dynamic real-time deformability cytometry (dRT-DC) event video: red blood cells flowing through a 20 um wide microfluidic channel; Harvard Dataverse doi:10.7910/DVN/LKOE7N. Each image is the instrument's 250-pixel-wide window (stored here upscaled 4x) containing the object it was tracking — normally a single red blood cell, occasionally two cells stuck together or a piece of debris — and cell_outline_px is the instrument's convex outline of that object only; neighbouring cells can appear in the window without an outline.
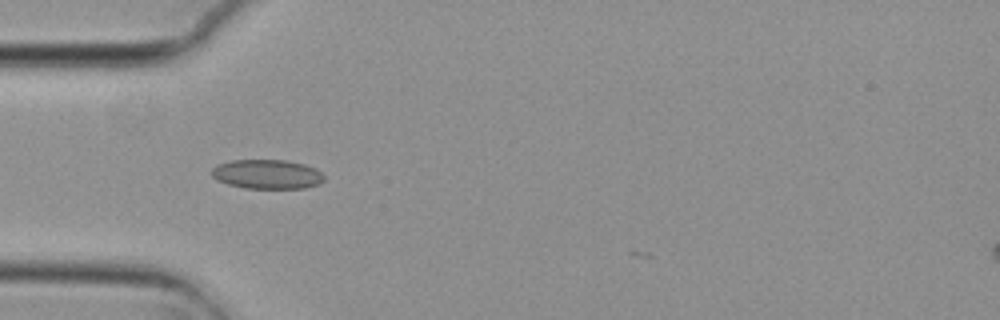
{"species": "common noctule bat (a hibernating species)", "species_latin": "Nyctalus noctula", "temperature_condition": "cold", "stored_images_in_passage": 5, "camera_frame_rate_fps": 3000, "um_per_image_px": 0.085, "animal": {"sex": "female", "body_mass_g": 29.2, "forearm_length_mm": 56.3}, "frame": {"image": 1, "passage_image": 1, "time_ms": 0.0, "image_size_px": [1000, 320], "cell_outline_px": [[324, 180], [320, 184], [304, 188], [244, 188], [228, 184], [216, 180], [212, 176], [212, 168], [216, 164], [232, 160], [284, 160], [304, 164], [316, 168], [324, 176]], "centroid_in_image_um": [22.7, 14.81], "position_along_channel_um": 62.3, "area_um2": 19.31}}
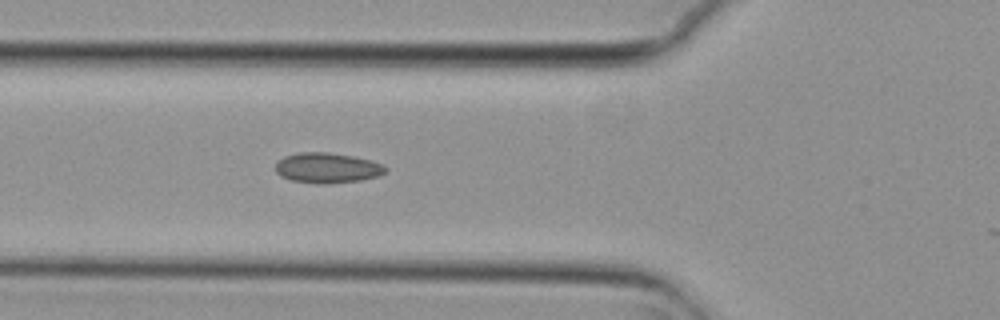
{"frame": {"image": 2, "passage_image": 4, "time_ms": 1.0, "image_size_px": [1000, 320], "cell_outline_px": [[388, 168], [380, 176], [360, 180], [328, 184], [316, 184], [292, 180], [280, 176], [276, 172], [276, 160], [284, 156], [300, 152], [328, 152], [352, 156], [368, 160], [380, 164]], "centroid_in_image_um": [27.77, 14.28], "position_along_channel_um": 98.0, "area_um2": 19.42}}